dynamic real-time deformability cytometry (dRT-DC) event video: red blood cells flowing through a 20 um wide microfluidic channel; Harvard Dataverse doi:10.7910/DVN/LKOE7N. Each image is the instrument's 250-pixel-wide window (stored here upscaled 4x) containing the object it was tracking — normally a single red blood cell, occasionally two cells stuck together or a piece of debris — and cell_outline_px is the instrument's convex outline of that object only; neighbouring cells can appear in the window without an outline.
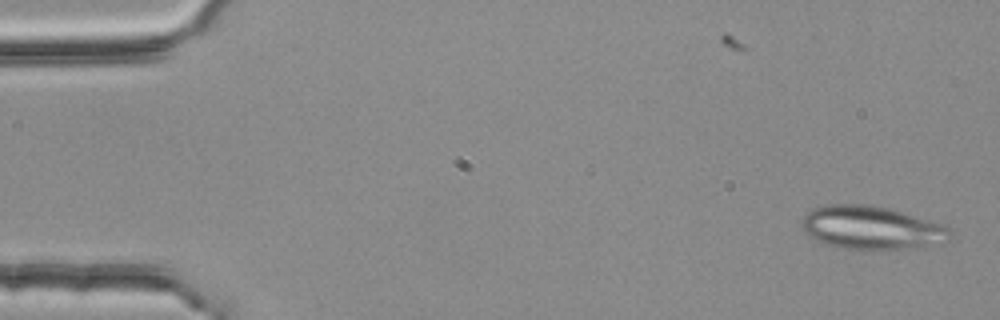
{"species": "common noctule bat (a hibernating species)", "species_latin": "Nyctalus noctula", "temperature_condition": "room temperature", "stored_images_in_passage": 53, "segment_of_instrument_passage": [1, 2], "camera_frame_rate_fps": 3000, "um_per_image_px": 0.085, "animal": {"sex": "female", "body_mass_g": 25.1}, "frame": {"image": 1, "passage_image": 1, "time_ms": 0.0, "image_size_px": [1000, 320], "cell_outline_px": [[952, 236], [948, 240], [916, 248], [872, 252], [844, 248], [824, 244], [808, 236], [804, 232], [800, 224], [804, 216], [808, 212], [824, 204], [860, 204], [888, 208], [940, 224], [948, 228]], "centroid_in_image_um": [74.02, 19.4], "position_along_channel_um": 11.0, "area_um2": 37.74}}